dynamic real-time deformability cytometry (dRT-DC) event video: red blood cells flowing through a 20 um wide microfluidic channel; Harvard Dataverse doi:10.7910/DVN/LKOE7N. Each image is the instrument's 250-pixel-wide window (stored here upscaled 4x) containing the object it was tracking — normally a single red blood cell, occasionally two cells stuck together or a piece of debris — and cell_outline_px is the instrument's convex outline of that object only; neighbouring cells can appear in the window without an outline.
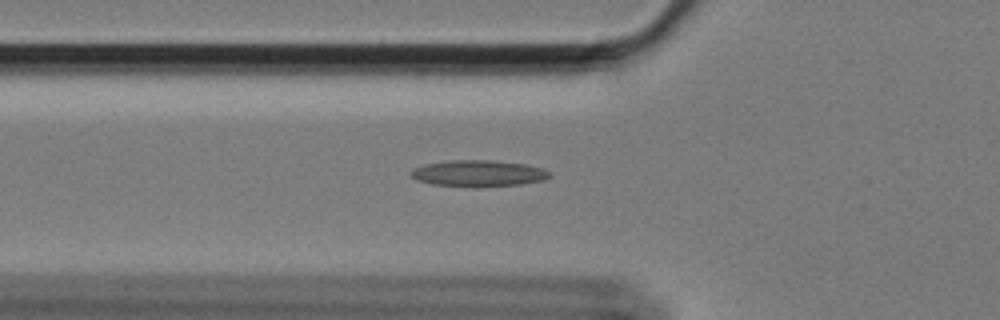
{"species": "Egyptian fruit bat (a non-hibernating species)", "species_latin": "Rousettus aegyptiacus", "temperature_condition": "cold", "stored_images_in_passage": 49, "camera_frame_rate_fps": 3000, "um_per_image_px": 0.085, "animal": {"sex": "female"}, "frame": {"image": 1, "passage_image": 11, "time_ms": 3.333, "image_size_px": [1000, 320], "cell_outline_px": [[552, 176], [544, 180], [520, 184], [472, 188], [432, 184], [416, 180], [408, 172], [412, 168], [424, 164], [448, 160], [492, 160], [524, 164], [544, 168]], "centroid_in_image_um": [40.62, 14.74], "position_along_channel_um": 85.2, "area_um2": 21.68}}
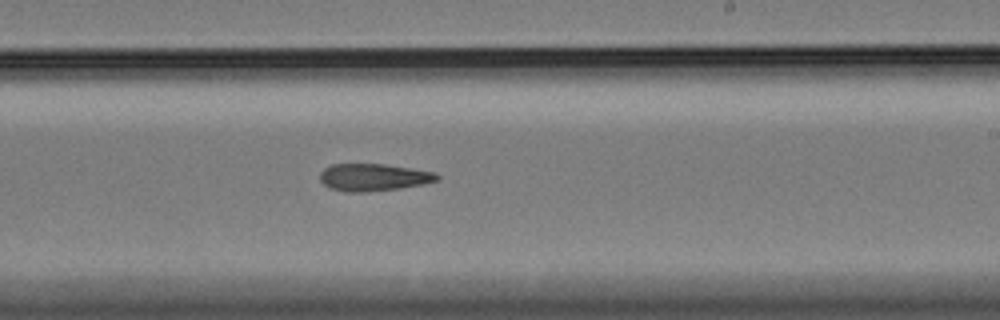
{"frame": {"image": 2, "passage_image": 26, "time_ms": 8.333, "image_size_px": [1000, 320], "cell_outline_px": [[440, 180], [424, 184], [400, 188], [364, 192], [344, 192], [328, 188], [320, 180], [320, 172], [324, 168], [332, 164], [384, 164], [436, 172], [440, 176]], "centroid_in_image_um": [31.75, 15.07], "position_along_channel_um": 257.2, "area_um2": 18.79}}
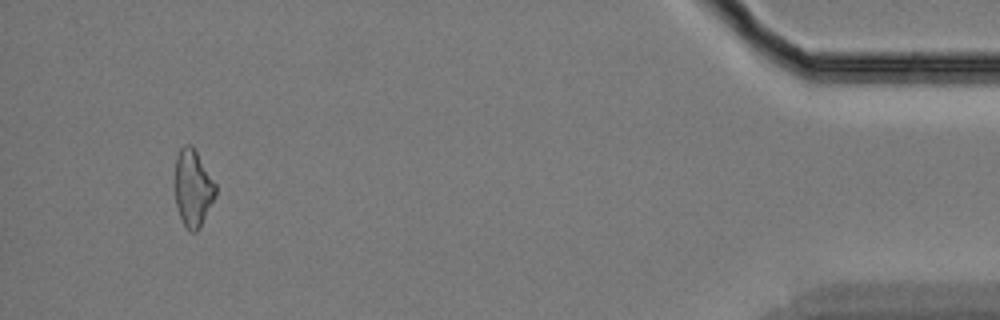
{"frame": {"image": 3, "passage_image": 46, "time_ms": 15.0, "image_size_px": [1000, 320], "cell_outline_px": [[216, 196], [200, 228], [196, 232], [188, 232], [180, 216], [176, 204], [176, 156], [180, 148], [184, 144], [192, 144], [216, 184]], "centroid_in_image_um": [16.42, 15.99], "position_along_channel_um": 418.8, "area_um2": 18.21}}